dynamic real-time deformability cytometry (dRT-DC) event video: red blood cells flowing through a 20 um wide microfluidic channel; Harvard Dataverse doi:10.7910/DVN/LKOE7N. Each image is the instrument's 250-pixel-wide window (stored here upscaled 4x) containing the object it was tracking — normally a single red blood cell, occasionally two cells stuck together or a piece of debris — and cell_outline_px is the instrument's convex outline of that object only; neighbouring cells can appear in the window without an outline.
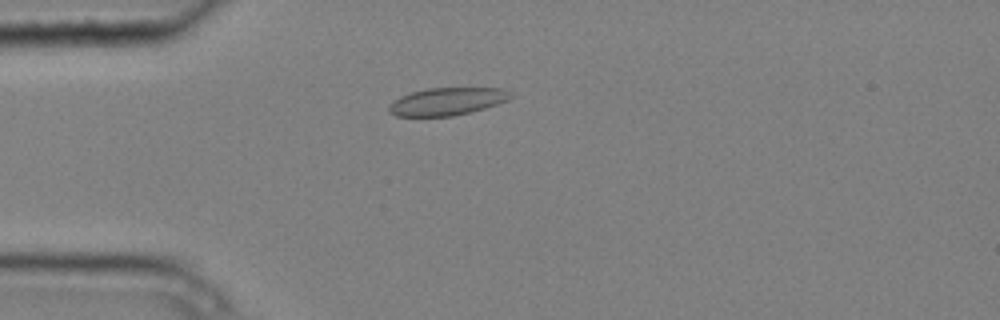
{"species": "common noctule bat (a hibernating species)", "species_latin": "Nyctalus noctula", "temperature_condition": "cold", "stored_images_in_passage": 6, "camera_frame_rate_fps": 3000, "um_per_image_px": 0.085, "animal": {"sex": "male", "body_mass_g": 20.4}, "frame": {"image": 1, "passage_image": 6, "time_ms": 1.667, "image_size_px": [1000, 320], "cell_outline_px": [[512, 96], [508, 100], [484, 108], [452, 116], [396, 116], [388, 112], [388, 108], [400, 96], [412, 92], [428, 88], [504, 88], [512, 92]], "centroid_in_image_um": [38.02, 8.61], "position_along_channel_um": 47.0, "area_um2": 19.36}}